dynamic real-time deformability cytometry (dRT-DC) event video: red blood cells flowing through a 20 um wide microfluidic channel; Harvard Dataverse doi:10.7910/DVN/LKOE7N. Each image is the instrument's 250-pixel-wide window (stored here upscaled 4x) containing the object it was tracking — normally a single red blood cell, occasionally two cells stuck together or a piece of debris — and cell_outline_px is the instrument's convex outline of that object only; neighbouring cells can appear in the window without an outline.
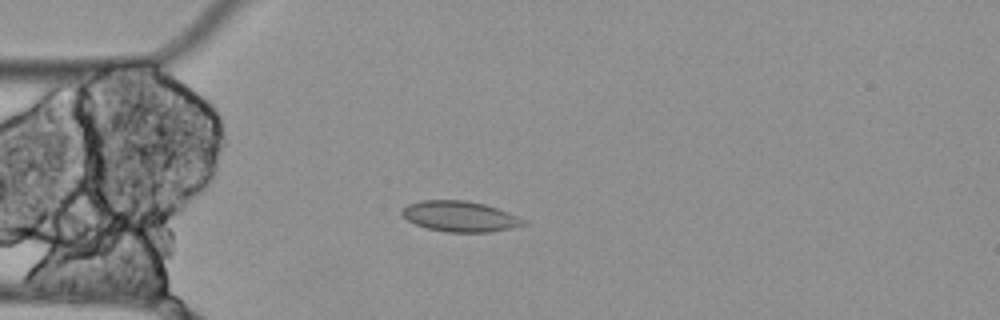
{"species": "Egyptian fruit bat (a non-hibernating species)", "species_latin": "Rousettus aegyptiacus", "temperature_condition": "cold", "stored_images_in_passage": 5, "camera_frame_rate_fps": 3000, "um_per_image_px": 0.085, "animal": {"sex": "female"}, "frame": {"image": 1, "passage_image": 4, "time_ms": 1.0, "image_size_px": [1000, 320], "cell_outline_px": [[528, 224], [488, 232], [448, 232], [428, 228], [416, 224], [408, 220], [400, 212], [400, 208], [408, 204], [420, 200], [464, 200], [484, 204], [508, 212], [528, 220]], "centroid_in_image_um": [39.09, 18.38], "position_along_channel_um": 45.9, "area_um2": 21.62}}